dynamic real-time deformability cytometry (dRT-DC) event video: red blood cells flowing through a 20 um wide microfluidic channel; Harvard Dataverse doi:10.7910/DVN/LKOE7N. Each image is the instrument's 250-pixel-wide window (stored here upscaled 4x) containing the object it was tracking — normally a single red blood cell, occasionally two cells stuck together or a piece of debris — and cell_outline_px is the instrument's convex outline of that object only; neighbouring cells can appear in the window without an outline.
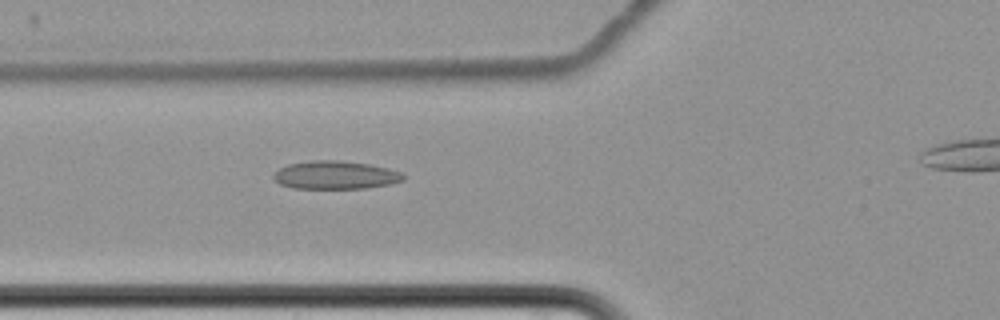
{"species": "common noctule bat (a hibernating species)", "species_latin": "Nyctalus noctula", "temperature_condition": "cold", "stored_images_in_passage": 5, "camera_frame_rate_fps": 3000, "um_per_image_px": 0.085, "animal": {"sex": "female", "body_mass_g": 22.7, "forearm_length_mm": 54.2}, "frame": {"image": 1, "passage_image": 4, "time_ms": 4.667, "image_size_px": [1000, 320], "cell_outline_px": [[404, 180], [388, 184], [368, 188], [292, 188], [280, 184], [272, 176], [272, 172], [288, 164], [312, 160], [336, 160], [368, 164], [388, 168], [400, 172], [404, 176]], "centroid_in_image_um": [28.47, 14.88], "position_along_channel_um": 97.3, "area_um2": 21.21}}